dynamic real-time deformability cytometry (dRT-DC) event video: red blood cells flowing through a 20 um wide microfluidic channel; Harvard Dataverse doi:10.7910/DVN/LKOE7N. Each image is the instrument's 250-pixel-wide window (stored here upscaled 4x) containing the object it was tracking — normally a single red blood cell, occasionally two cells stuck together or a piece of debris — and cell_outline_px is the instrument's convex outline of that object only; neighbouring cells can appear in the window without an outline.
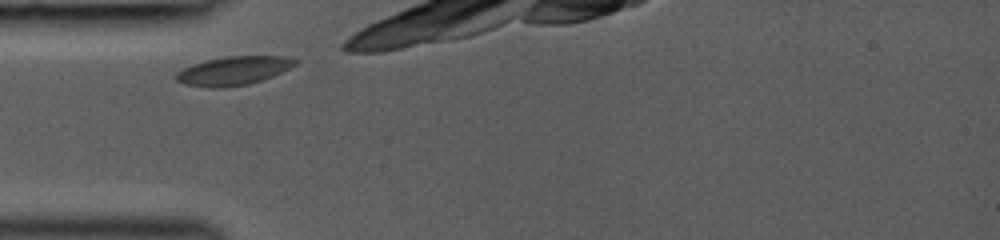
{"species": "common noctule bat (a hibernating species)", "species_latin": "Nyctalus noctula", "temperature_condition": "room temperature", "stored_images_in_passage": 31, "camera_frame_rate_fps": 3000, "um_per_image_px": 0.085, "animal": {"sex": "female", "body_mass_g": 19.0, "forearm_length_mm": 53.3}, "frame": {"image": 1, "passage_image": 1, "time_ms": 0.0, "image_size_px": [1000, 240], "cell_outline_px": [[300, 60], [296, 64], [272, 76], [248, 84], [224, 88], [212, 88], [184, 84], [176, 80], [176, 72], [192, 64], [204, 60], [224, 56], [284, 56]], "centroid_in_image_um": [19.82, 6.01], "position_along_channel_um": 65.2, "area_um2": 19.88}}
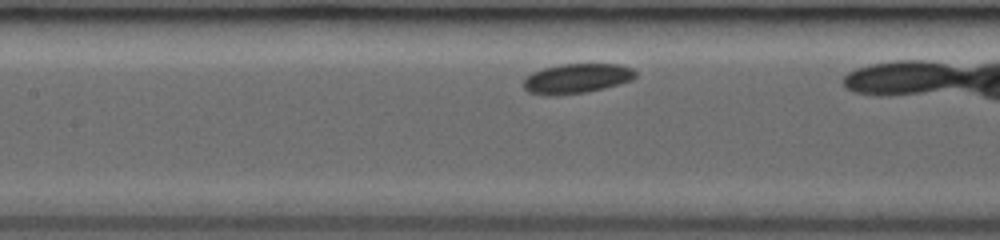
{"frame": {"image": 2, "passage_image": 8, "time_ms": 2.333, "image_size_px": [1000, 240], "cell_outline_px": [[636, 76], [632, 80], [620, 84], [588, 92], [548, 96], [528, 92], [524, 88], [524, 80], [532, 72], [544, 68], [560, 64], [620, 64], [632, 68], [636, 72]], "centroid_in_image_um": [49.04, 6.67], "position_along_channel_um": 158.4, "area_um2": 19.48}}
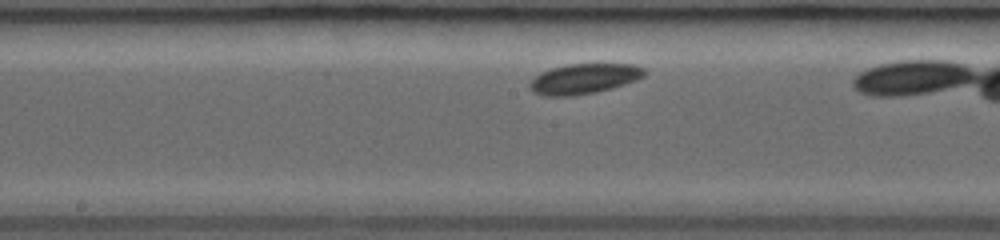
{"frame": {"image": 3, "passage_image": 12, "time_ms": 3.333, "image_size_px": [1000, 240], "cell_outline_px": [[648, 72], [644, 76], [636, 80], [612, 88], [596, 92], [572, 96], [544, 96], [532, 92], [528, 84], [540, 72], [552, 68], [568, 64], [632, 64], [644, 68]], "centroid_in_image_um": [49.64, 6.7], "position_along_channel_um": 198.6, "area_um2": 20.23}}